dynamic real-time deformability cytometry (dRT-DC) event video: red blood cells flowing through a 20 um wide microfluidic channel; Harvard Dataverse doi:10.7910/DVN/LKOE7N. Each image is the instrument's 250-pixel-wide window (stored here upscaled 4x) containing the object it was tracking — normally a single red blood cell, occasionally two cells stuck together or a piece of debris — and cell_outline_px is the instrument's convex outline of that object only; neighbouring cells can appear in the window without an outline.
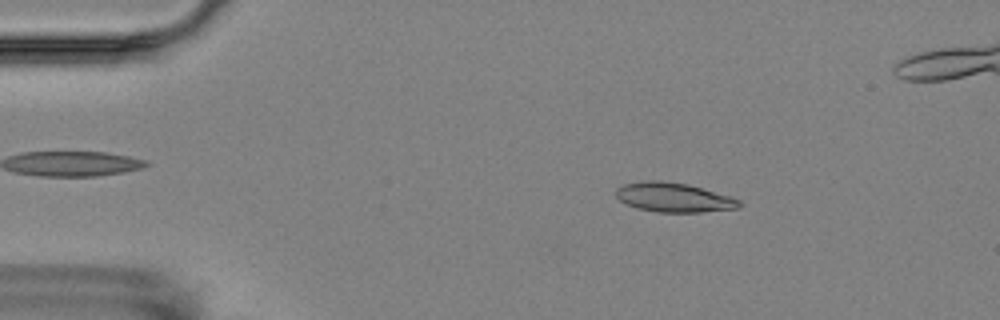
{"species": "Egyptian fruit bat (a non-hibernating species)", "species_latin": "Rousettus aegyptiacus", "temperature_condition": "room temperature", "stored_images_in_passage": 4, "camera_frame_rate_fps": 3000, "um_per_image_px": 0.085, "animal": {"sex": "female"}, "frame": {"image": 1, "passage_image": 2, "time_ms": 1.333, "image_size_px": [1000, 320], "cell_outline_px": [[744, 204], [740, 208], [700, 212], [656, 212], [636, 208], [620, 200], [616, 196], [616, 188], [624, 184], [640, 180], [664, 180], [688, 184], [732, 196], [740, 200]], "centroid_in_image_um": [57.3, 16.77], "position_along_channel_um": 27.7, "area_um2": 21.44}}